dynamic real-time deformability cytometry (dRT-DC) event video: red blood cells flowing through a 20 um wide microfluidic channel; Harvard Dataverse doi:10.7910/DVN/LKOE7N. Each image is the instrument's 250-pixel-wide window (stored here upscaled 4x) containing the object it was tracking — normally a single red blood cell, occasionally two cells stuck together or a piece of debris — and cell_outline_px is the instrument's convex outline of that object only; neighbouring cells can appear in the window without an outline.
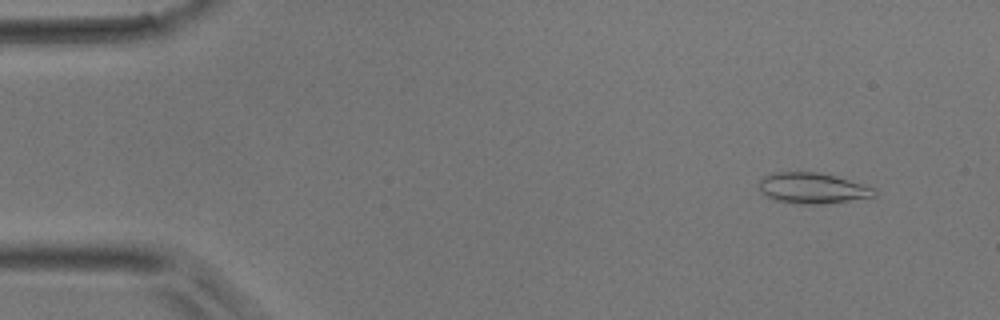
{"species": "common noctule bat (a hibernating species)", "species_latin": "Nyctalus noctula", "temperature_condition": "room temperature", "stored_images_in_passage": 41, "camera_frame_rate_fps": 3000, "um_per_image_px": 0.085, "animal": {"sex": "male", "body_mass_g": 17.9}, "frame": {"image": 1, "passage_image": 4, "time_ms": 1.0, "image_size_px": [1000, 320], "cell_outline_px": [[876, 196], [820, 204], [800, 204], [772, 200], [760, 192], [760, 180], [764, 176], [776, 172], [816, 172], [836, 176], [876, 188]], "centroid_in_image_um": [69.04, 15.99], "position_along_channel_um": 16.0, "area_um2": 20.58}}
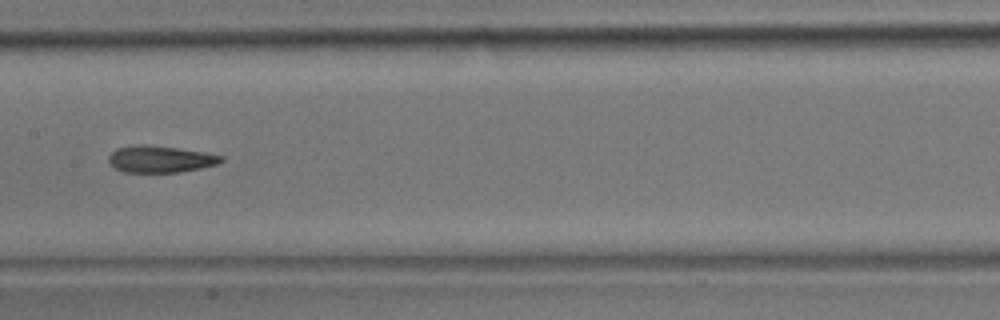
{"frame": {"image": 2, "passage_image": 24, "time_ms": 7.667, "image_size_px": [1000, 320], "cell_outline_px": [[224, 160], [216, 164], [200, 168], [180, 172], [124, 172], [116, 168], [108, 160], [108, 156], [116, 148], [136, 144], [140, 144], [176, 148], [224, 156]], "centroid_in_image_um": [13.59, 13.52], "position_along_channel_um": 193.8, "area_um2": 17.28}}
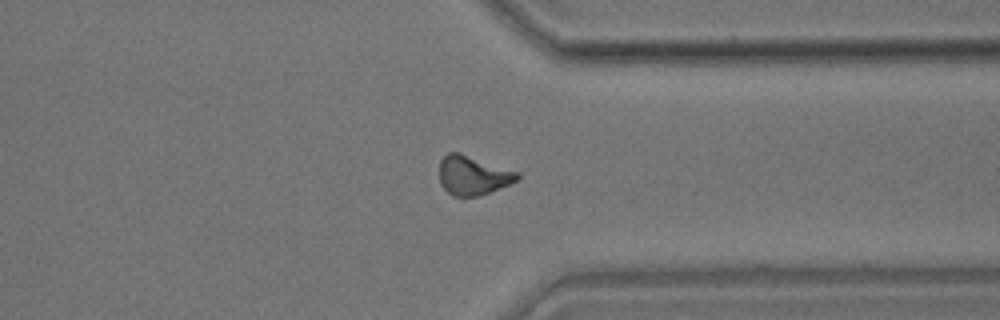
{"frame": {"image": 3, "passage_image": 37, "time_ms": 12.0, "image_size_px": [1000, 320], "cell_outline_px": [[520, 176], [516, 180], [508, 184], [488, 192], [464, 200], [452, 196], [440, 184], [440, 160], [448, 152], [460, 152], [520, 172]], "centroid_in_image_um": [40.17, 14.92], "position_along_channel_um": 371.2, "area_um2": 18.03}}